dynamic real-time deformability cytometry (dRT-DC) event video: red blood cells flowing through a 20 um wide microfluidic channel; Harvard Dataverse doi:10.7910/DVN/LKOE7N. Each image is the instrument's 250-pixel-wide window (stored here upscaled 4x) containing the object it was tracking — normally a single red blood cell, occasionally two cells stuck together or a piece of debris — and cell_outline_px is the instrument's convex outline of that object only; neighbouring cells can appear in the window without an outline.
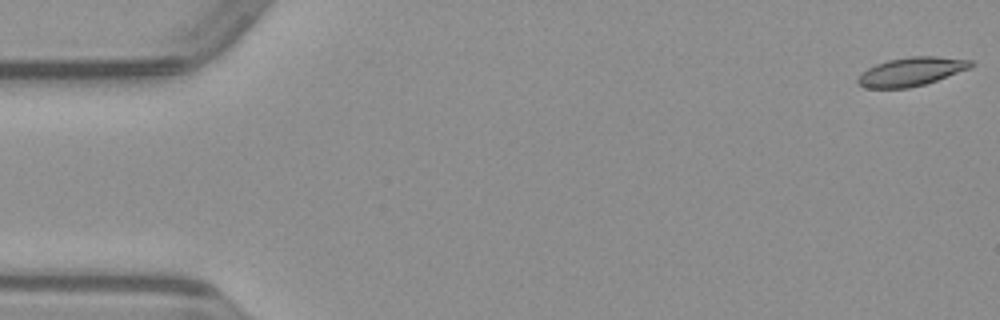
{"species": "common noctule bat (a hibernating species)", "species_latin": "Nyctalus noctula", "temperature_condition": "warm", "stored_images_in_passage": 51, "camera_frame_rate_fps": 3000, "um_per_image_px": 0.085, "animal": {"sex": "male", "body_mass_g": 23.1, "forearm_length_mm": 52.7}, "frame": {"image": 1, "passage_image": 1, "time_ms": 0.0, "image_size_px": [1000, 320], "cell_outline_px": [[976, 64], [972, 68], [924, 84], [908, 88], [868, 88], [856, 84], [856, 80], [868, 68], [876, 64], [888, 60], [912, 56], [936, 56], [972, 60]], "centroid_in_image_um": [77.5, 6.08], "position_along_channel_um": 7.5, "area_um2": 18.84}}
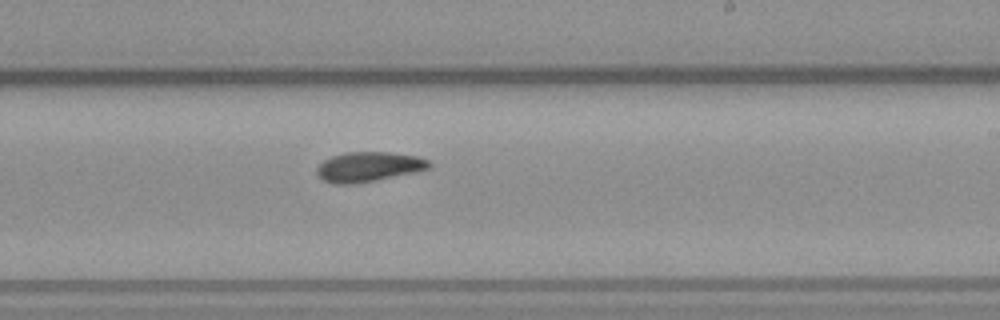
{"frame": {"image": 2, "passage_image": 30, "time_ms": 9.667, "image_size_px": [1000, 320], "cell_outline_px": [[432, 164], [428, 168], [412, 172], [376, 180], [352, 184], [336, 184], [324, 180], [316, 172], [316, 168], [324, 160], [332, 156], [348, 152], [388, 152], [420, 156], [428, 160]], "centroid_in_image_um": [31.33, 14.16], "position_along_channel_um": 257.7, "area_um2": 19.25}}
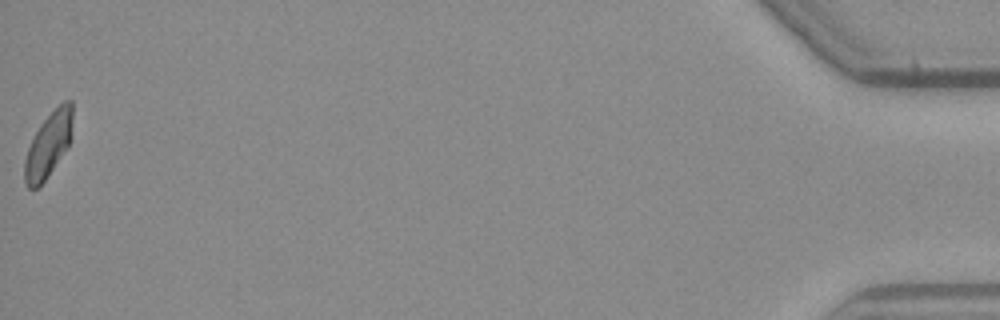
{"frame": {"image": 3, "passage_image": 51, "time_ms": 16.667, "image_size_px": [1000, 320], "cell_outline_px": [[72, 120], [68, 148], [44, 180], [36, 188], [28, 188], [24, 184], [24, 160], [28, 148], [40, 124], [64, 100], [72, 100]], "centroid_in_image_um": [4.1, 12.32], "position_along_channel_um": 431.1, "area_um2": 17.74}}